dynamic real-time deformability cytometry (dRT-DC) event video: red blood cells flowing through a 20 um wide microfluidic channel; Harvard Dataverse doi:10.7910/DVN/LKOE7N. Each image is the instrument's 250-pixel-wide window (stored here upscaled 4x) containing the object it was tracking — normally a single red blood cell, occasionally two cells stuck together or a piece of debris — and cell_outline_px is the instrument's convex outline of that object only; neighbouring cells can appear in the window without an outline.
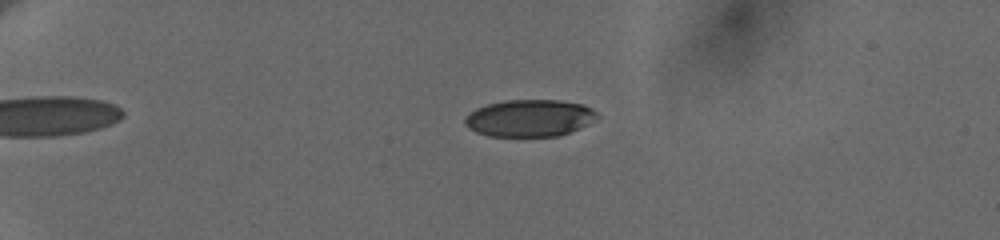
{"species": "human", "species_latin": "Homo sapiens", "temperature_condition": "cold", "stored_images_in_passage": 49, "camera_frame_rate_fps": 3000, "um_per_image_px": 0.085, "donor": {"sex": "female"}, "frame": {"image": 1, "passage_image": 7, "time_ms": 2.333, "image_size_px": [1000, 240], "cell_outline_px": [[600, 116], [596, 120], [580, 128], [556, 136], [488, 136], [476, 132], [468, 128], [464, 124], [464, 120], [476, 108], [488, 104], [504, 100], [560, 100], [584, 104], [592, 108]], "centroid_in_image_um": [45.04, 10.03], "position_along_channel_um": 40.0, "area_um2": 28.61}}
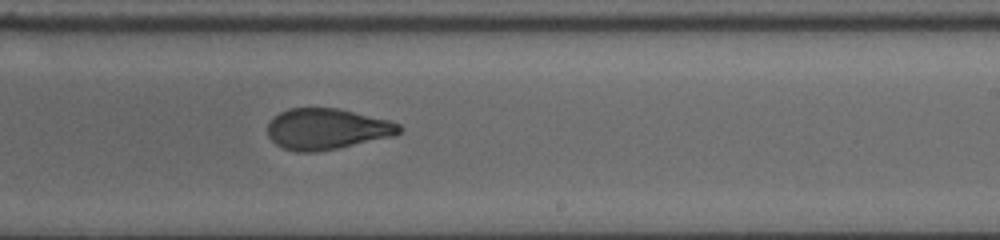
{"frame": {"image": 2, "passage_image": 30, "time_ms": 10.333, "image_size_px": [1000, 240], "cell_outline_px": [[404, 128], [396, 136], [316, 152], [296, 152], [284, 148], [276, 144], [268, 136], [268, 124], [272, 116], [288, 108], [340, 108], [388, 120], [400, 124]], "centroid_in_image_um": [27.79, 10.96], "position_along_channel_um": 261.2, "area_um2": 31.62}}
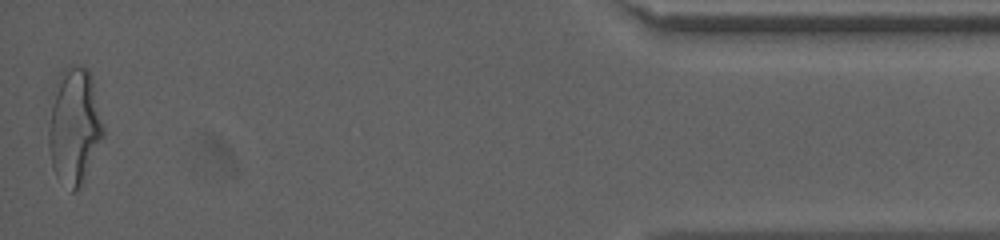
{"frame": {"image": 3, "passage_image": 49, "time_ms": 16.667, "image_size_px": [1000, 240], "cell_outline_px": [[104, 136], [80, 184], [72, 192], [56, 176], [52, 168], [48, 144], [48, 132], [52, 104], [56, 80], [60, 72], [68, 64], [88, 68], [92, 76], [104, 128]], "centroid_in_image_um": [6.31, 10.66], "position_along_channel_um": 428.9, "area_um2": 36.7}, "authors_computed_cell_mechanics": {"area_um2": 31.79, "velocity_mm_per_s": 3.6742, "shape_relaxation_time_tau1_ms": 5.3996, "shape_relaxation_time_tau2_ms": 1.5196, "deformation_change_tau1": 0.1983, "deformation_change_tau2": 0.0765}}